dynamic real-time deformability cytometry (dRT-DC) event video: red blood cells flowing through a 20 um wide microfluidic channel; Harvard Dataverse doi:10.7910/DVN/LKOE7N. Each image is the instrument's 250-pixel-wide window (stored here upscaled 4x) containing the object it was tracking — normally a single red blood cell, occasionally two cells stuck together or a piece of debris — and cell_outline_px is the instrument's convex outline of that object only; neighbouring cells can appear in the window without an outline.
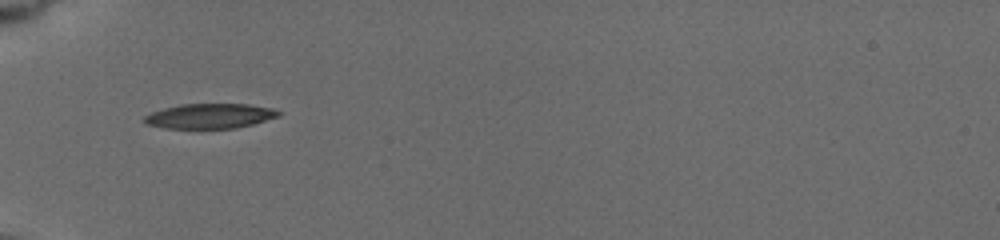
{"species": "common noctule bat (a hibernating species)", "species_latin": "Nyctalus noctula", "temperature_condition": "cold", "stored_images_in_passage": 43, "camera_frame_rate_fps": 3000, "um_per_image_px": 0.085, "animal": {"sex": "female", "body_mass_g": 19.5, "forearm_length_mm": 54.1}, "frame": {"image": 1, "passage_image": 1, "time_ms": 0.0, "image_size_px": [1000, 240], "cell_outline_px": [[280, 116], [252, 124], [236, 128], [164, 128], [144, 124], [140, 120], [144, 116], [152, 112], [164, 108], [180, 104], [248, 104], [272, 108], [280, 112]], "centroid_in_image_um": [17.78, 9.86], "position_along_channel_um": 67.2, "area_um2": 19.54}}
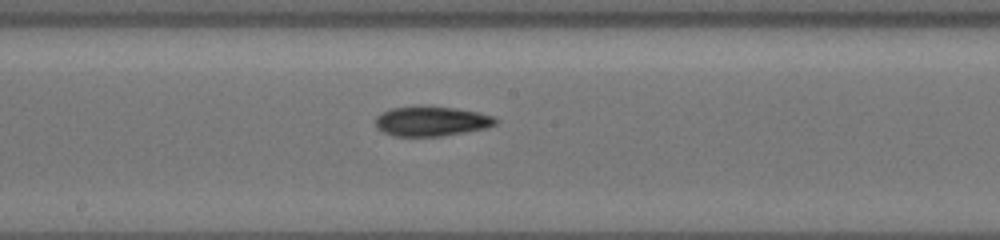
{"frame": {"image": 2, "passage_image": 18, "time_ms": 4.0, "image_size_px": [1000, 240], "cell_outline_px": [[500, 120], [496, 124], [484, 128], [444, 136], [396, 136], [380, 132], [376, 128], [376, 116], [392, 108], [456, 108], [476, 112], [492, 116]], "centroid_in_image_um": [36.67, 10.34], "position_along_channel_um": 211.5, "area_um2": 20.23}}
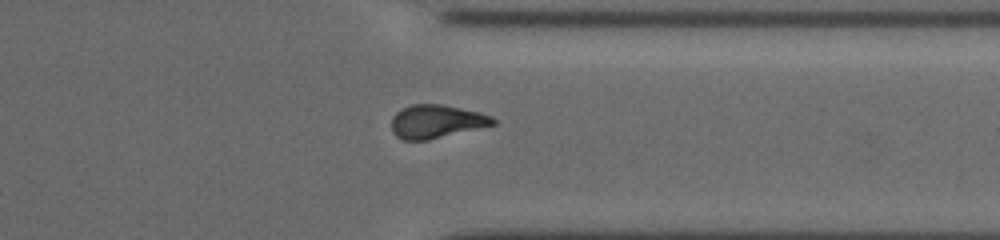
{"frame": {"image": 3, "passage_image": 37, "time_ms": 8.333, "image_size_px": [1000, 240], "cell_outline_px": [[496, 124], [428, 140], [404, 140], [396, 136], [392, 132], [392, 116], [396, 112], [412, 104], [440, 104], [480, 112], [492, 116], [496, 120]], "centroid_in_image_um": [37.09, 10.33], "position_along_channel_um": 374.3, "area_um2": 19.65}, "authors_computed_cell_mechanics": {"area_um2": 20.23, "velocity_mm_per_s": 3.7598, "shape_relaxation_time_tau1_ms": null, "shape_relaxation_time_tau2_ms": 5.07, "deformation_change_tau1": null, "deformation_change_tau2": 0.1101}}